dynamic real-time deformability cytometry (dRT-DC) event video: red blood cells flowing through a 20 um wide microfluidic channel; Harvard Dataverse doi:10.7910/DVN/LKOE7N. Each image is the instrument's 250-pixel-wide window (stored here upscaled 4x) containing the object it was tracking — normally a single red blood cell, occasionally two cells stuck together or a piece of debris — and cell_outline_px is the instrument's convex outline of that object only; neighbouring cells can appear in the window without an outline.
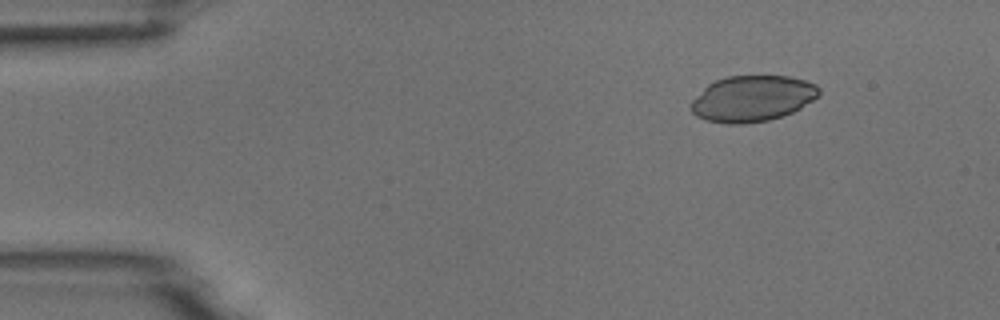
{"species": "common noctule bat (a hibernating species)", "species_latin": "Nyctalus noctula", "temperature_condition": "room temperature", "stored_images_in_passage": 3, "camera_frame_rate_fps": 3000, "um_per_image_px": 0.085, "animal": {"sex": "male", "body_mass_g": 18.8}, "frame": {"image": 1, "passage_image": 1, "time_ms": 0.0, "image_size_px": [1000, 320], "cell_outline_px": [[820, 96], [800, 108], [784, 116], [768, 120], [740, 124], [728, 124], [704, 120], [696, 116], [688, 108], [688, 104], [708, 84], [716, 80], [728, 76], [788, 76], [804, 80], [816, 84], [820, 88]], "centroid_in_image_um": [63.93, 8.38], "position_along_channel_um": 21.1, "area_um2": 34.56}}